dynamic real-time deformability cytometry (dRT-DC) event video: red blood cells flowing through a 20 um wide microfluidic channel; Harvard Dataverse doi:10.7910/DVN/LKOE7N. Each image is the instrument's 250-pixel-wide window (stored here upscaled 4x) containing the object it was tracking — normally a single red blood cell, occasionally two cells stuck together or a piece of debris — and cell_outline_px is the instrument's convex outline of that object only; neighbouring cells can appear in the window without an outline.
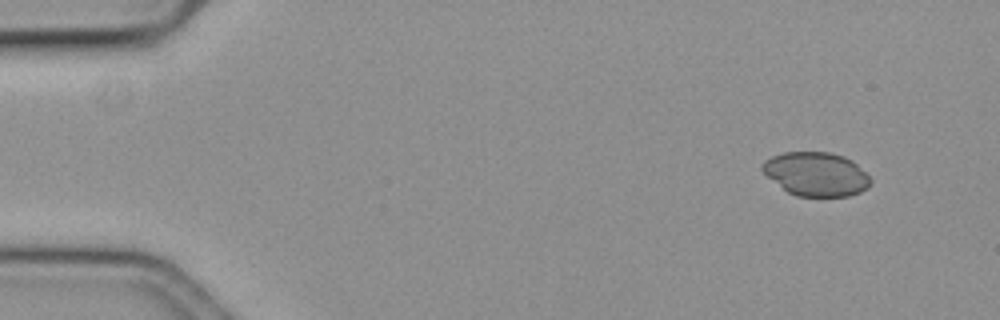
{"species": "common noctule bat (a hibernating species)", "species_latin": "Nyctalus noctula", "temperature_condition": "cold", "stored_images_in_passage": 13, "camera_frame_rate_fps": 3000, "um_per_image_px": 0.085, "animal": {"sex": "female", "body_mass_g": 19.3, "forearm_length_mm": 54.1}, "frame": {"image": 1, "passage_image": 1, "time_ms": 0.0, "image_size_px": [1000, 320], "cell_outline_px": [[872, 180], [868, 188], [860, 192], [848, 196], [796, 196], [788, 192], [768, 176], [760, 168], [764, 160], [772, 156], [784, 152], [828, 152], [844, 156], [852, 160]], "centroid_in_image_um": [69.37, 14.79], "position_along_channel_um": 15.6, "area_um2": 27.46}}
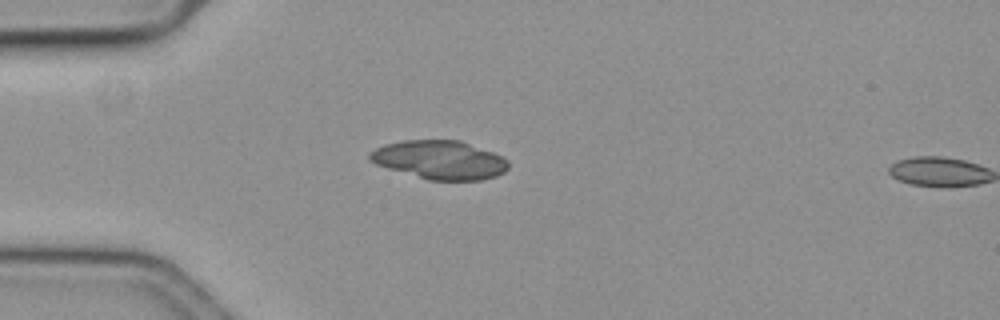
{"frame": {"image": 2, "passage_image": 12, "time_ms": 3.667, "image_size_px": [1000, 320], "cell_outline_px": [[508, 168], [504, 172], [496, 176], [480, 180], [428, 180], [388, 168], [376, 164], [368, 156], [376, 148], [384, 144], [400, 140], [460, 140], [492, 152], [508, 160]], "centroid_in_image_um": [37.39, 13.58], "position_along_channel_um": 47.6, "area_um2": 30.98}}